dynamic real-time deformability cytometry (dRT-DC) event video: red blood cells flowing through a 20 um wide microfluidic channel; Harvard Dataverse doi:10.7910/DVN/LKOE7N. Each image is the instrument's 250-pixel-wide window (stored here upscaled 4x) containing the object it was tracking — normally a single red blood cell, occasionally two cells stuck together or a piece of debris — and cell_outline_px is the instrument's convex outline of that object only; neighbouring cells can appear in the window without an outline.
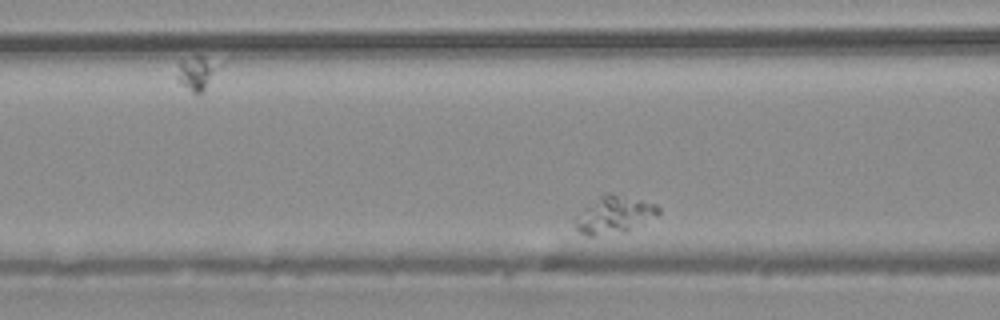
{"species": "common noctule bat (a hibernating species)", "species_latin": "Nyctalus noctula", "temperature_condition": "warm", "stored_images_in_passage": 4, "segment_of_instrument_passage": [2, 2], "camera_frame_rate_fps": 3000, "um_per_image_px": 0.085, "animal": {"sex": "male", "body_mass_g": 20.4}, "frame": {"image": 1, "passage_image": 4, "time_ms": 1.0, "image_size_px": [1000, 320], "cell_outline_px": [[660, 212], [656, 216], [628, 232], [592, 236], [588, 236], [580, 232], [576, 228], [572, 220], [584, 208], [604, 192], [608, 192], [656, 204], [660, 208]], "centroid_in_image_um": [52.19, 18.27], "position_along_channel_um": 114.4, "area_um2": 18.21}}